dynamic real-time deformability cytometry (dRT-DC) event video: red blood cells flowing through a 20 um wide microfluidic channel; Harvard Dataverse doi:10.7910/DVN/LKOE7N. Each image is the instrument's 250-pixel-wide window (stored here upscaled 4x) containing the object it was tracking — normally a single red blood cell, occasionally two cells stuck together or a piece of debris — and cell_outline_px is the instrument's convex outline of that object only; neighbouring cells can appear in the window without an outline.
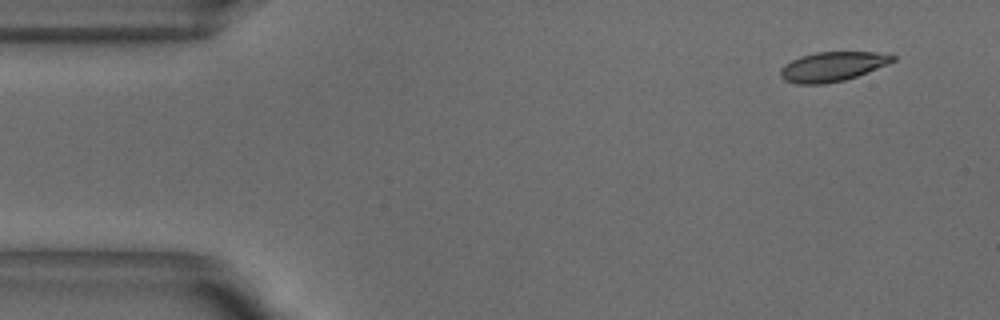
{"species": "common noctule bat (a hibernating species)", "species_latin": "Nyctalus noctula", "temperature_condition": "warm", "stored_images_in_passage": 49, "camera_frame_rate_fps": 3000, "um_per_image_px": 0.085, "animal": {"sex": "male", "body_mass_g": 18.8}, "frame": {"image": 1, "passage_image": 1, "time_ms": 0.0, "image_size_px": [1000, 320], "cell_outline_px": [[896, 60], [888, 64], [868, 72], [844, 80], [824, 84], [796, 84], [784, 80], [780, 76], [780, 68], [784, 64], [800, 56], [816, 52], [892, 52], [896, 56]], "centroid_in_image_um": [70.79, 5.65], "position_along_channel_um": 14.2, "area_um2": 19.59}}
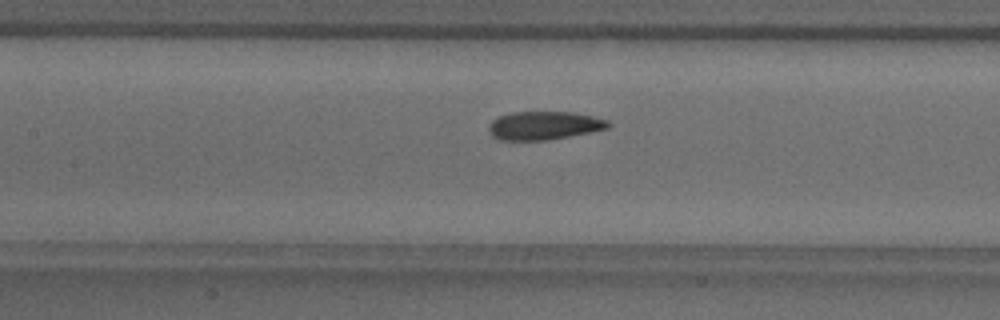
{"frame": {"image": 2, "passage_image": 20, "time_ms": 6.333, "image_size_px": [1000, 320], "cell_outline_px": [[612, 124], [608, 128], [592, 132], [548, 140], [500, 140], [492, 136], [488, 132], [488, 124], [492, 120], [508, 112], [572, 112], [592, 116], [608, 120]], "centroid_in_image_um": [46.23, 10.67], "position_along_channel_um": 161.2, "area_um2": 19.94}}
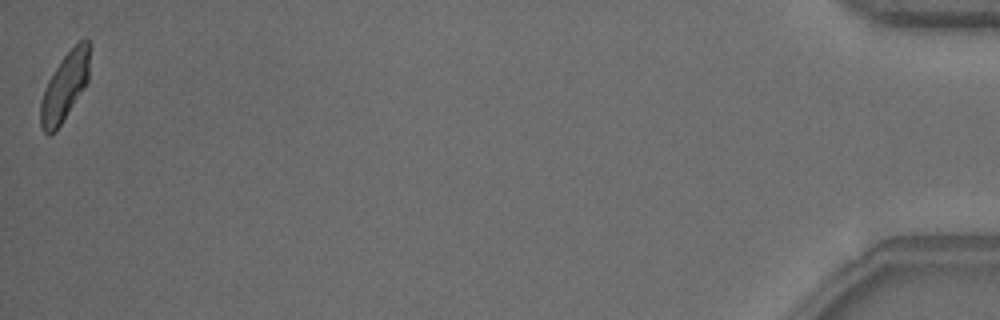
{"frame": {"image": 3, "passage_image": 49, "time_ms": 16.0, "image_size_px": [1000, 320], "cell_outline_px": [[88, 80], [84, 88], [56, 132], [48, 136], [44, 132], [40, 124], [40, 100], [44, 88], [48, 80], [60, 60], [80, 40], [88, 40]], "centroid_in_image_um": [5.45, 7.44], "position_along_channel_um": 429.7, "area_um2": 19.25}, "authors_computed_cell_mechanics": {"area_um2": 20.3456, "velocity_mm_per_s": 3.834, "shape_relaxation_time_tau1_ms": 4.6265, "shape_relaxation_time_tau2_ms": 2.3078, "deformation_change_tau1": 0.1425, "deformation_change_tau2": 0.0784}}